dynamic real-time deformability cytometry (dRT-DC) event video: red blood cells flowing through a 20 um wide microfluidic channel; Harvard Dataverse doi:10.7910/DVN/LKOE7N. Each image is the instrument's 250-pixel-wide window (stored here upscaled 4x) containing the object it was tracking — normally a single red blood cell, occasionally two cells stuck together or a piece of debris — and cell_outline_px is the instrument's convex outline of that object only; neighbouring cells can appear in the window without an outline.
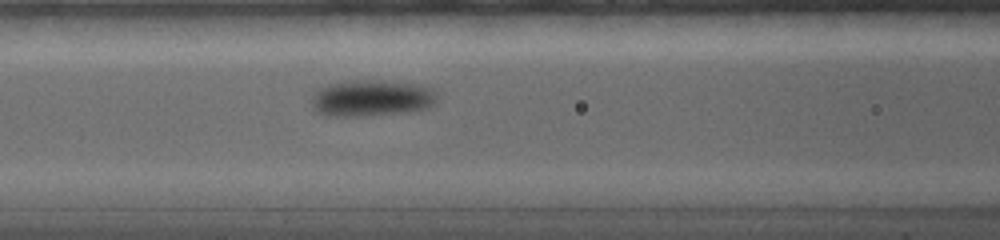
{"species": "common noctule bat (a hibernating species)", "species_latin": "Nyctalus noctula", "temperature_condition": "warm", "stored_images_in_passage": 10, "camera_frame_rate_fps": 5000, "um_per_image_px": 0.085, "animal": {"sex": "female", "body_mass_g": 19.0, "forearm_length_mm": 56.7}, "frame": {"image": 1, "passage_image": 10, "time_ms": 5.8, "image_size_px": [1000, 240], "cell_outline_px": [[436, 104], [428, 108], [412, 112], [372, 116], [324, 116], [316, 112], [312, 108], [312, 92], [316, 88], [328, 84], [356, 80], [380, 80], [416, 84], [428, 88], [436, 96]], "centroid_in_image_um": [31.52, 8.36], "position_along_channel_um": 135.1, "area_um2": 27.17}}